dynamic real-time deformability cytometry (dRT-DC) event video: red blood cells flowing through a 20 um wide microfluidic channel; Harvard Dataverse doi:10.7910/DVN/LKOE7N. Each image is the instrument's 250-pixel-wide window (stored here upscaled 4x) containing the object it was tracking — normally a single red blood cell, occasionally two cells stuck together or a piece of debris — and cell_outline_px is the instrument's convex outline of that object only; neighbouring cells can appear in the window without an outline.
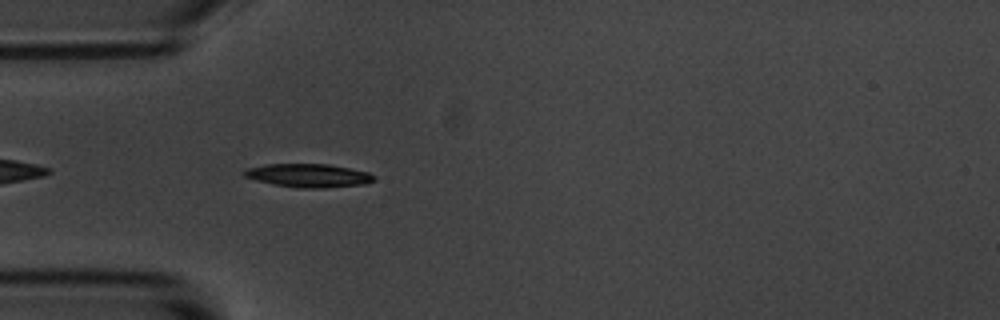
{"species": "common noctule bat (a hibernating species)", "species_latin": "Nyctalus noctula", "temperature_condition": "room temperature", "stored_images_in_passage": 42, "camera_frame_rate_fps": 3000, "um_per_image_px": 0.085, "animal": {"sex": "male", "body_mass_g": 20.1, "forearm_length_mm": 53.5}, "frame": {"image": 1, "passage_image": 3, "time_ms": 0.667, "image_size_px": [1000, 320], "cell_outline_px": [[376, 180], [364, 184], [324, 188], [300, 188], [272, 184], [256, 180], [244, 176], [240, 172], [248, 168], [264, 164], [328, 164], [368, 172], [376, 176]], "centroid_in_image_um": [26.21, 14.92], "position_along_channel_um": 58.8, "area_um2": 17.8}}
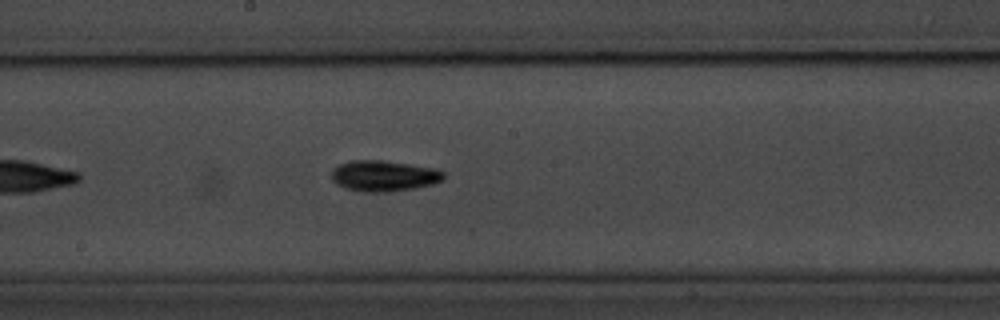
{"frame": {"image": 2, "passage_image": 16, "time_ms": 5.0, "image_size_px": [1000, 320], "cell_outline_px": [[444, 180], [432, 184], [416, 188], [384, 192], [364, 192], [344, 188], [336, 184], [332, 180], [332, 168], [340, 164], [352, 160], [380, 160], [436, 168], [444, 172]], "centroid_in_image_um": [32.62, 14.95], "position_along_channel_um": 215.6, "area_um2": 20.23}}
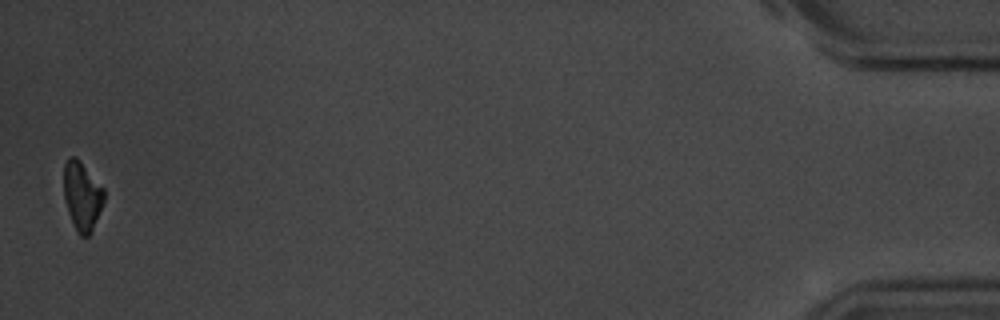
{"frame": {"image": 3, "passage_image": 41, "time_ms": 13.333, "image_size_px": [1000, 320], "cell_outline_px": [[104, 200], [92, 232], [88, 236], [80, 236], [76, 232], [68, 212], [64, 200], [64, 164], [68, 156], [72, 156], [80, 160], [104, 188]], "centroid_in_image_um": [6.97, 16.66], "position_along_channel_um": 428.2, "area_um2": 16.24}, "authors_computed_cell_mechanics": {"area_um2": 17.8024, "velocity_mm_per_s": 3.6689, "shape_relaxation_time_tau1_ms": 2.3967, "shape_relaxation_time_tau2_ms": null, "deformation_change_tau1": 0.1158, "deformation_change_tau2": null}}